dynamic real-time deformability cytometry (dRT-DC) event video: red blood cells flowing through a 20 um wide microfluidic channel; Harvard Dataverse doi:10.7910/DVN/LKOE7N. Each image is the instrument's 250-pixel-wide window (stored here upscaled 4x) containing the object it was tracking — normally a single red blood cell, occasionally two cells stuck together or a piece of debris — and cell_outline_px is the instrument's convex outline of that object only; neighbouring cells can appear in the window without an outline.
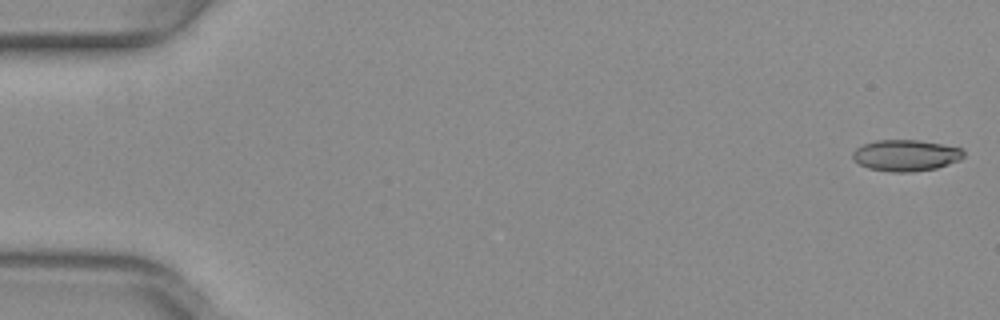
{"species": "common noctule bat (a hibernating species)", "species_latin": "Nyctalus noctula", "temperature_condition": "warm", "stored_images_in_passage": 47, "camera_frame_rate_fps": 3000, "um_per_image_px": 0.085, "animal": {"sex": "female", "body_mass_g": 29.2, "forearm_length_mm": 56.3}, "frame": {"image": 1, "passage_image": 1, "time_ms": 0.0, "image_size_px": [1000, 320], "cell_outline_px": [[964, 156], [960, 160], [936, 168], [912, 172], [888, 172], [868, 168], [860, 164], [852, 156], [852, 152], [856, 148], [864, 144], [876, 140], [916, 140], [940, 144], [960, 148], [964, 152]], "centroid_in_image_um": [76.98, 13.21], "position_along_channel_um": 8.0, "area_um2": 20.11}}
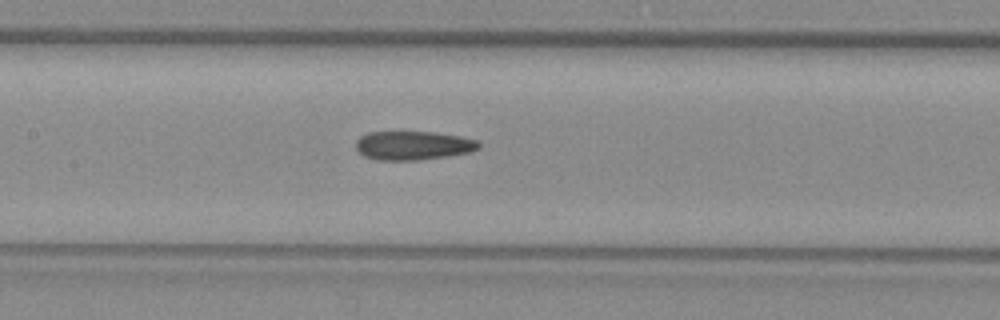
{"frame": {"image": 2, "passage_image": 25, "time_ms": 8.0, "image_size_px": [1000, 320], "cell_outline_px": [[480, 148], [472, 152], [420, 160], [376, 160], [364, 156], [356, 148], [356, 140], [360, 136], [368, 132], [432, 132], [460, 136], [476, 140], [480, 144]], "centroid_in_image_um": [35.11, 12.37], "position_along_channel_um": 172.3, "area_um2": 20.69}}
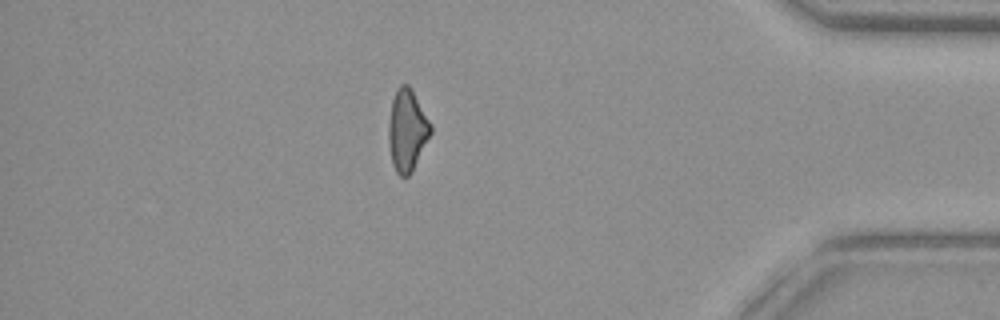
{"frame": {"image": 3, "passage_image": 45, "time_ms": 14.667, "image_size_px": [1000, 320], "cell_outline_px": [[432, 132], [412, 172], [408, 176], [400, 176], [396, 172], [392, 164], [388, 144], [388, 124], [392, 100], [396, 88], [400, 84], [408, 84], [432, 124]], "centroid_in_image_um": [34.59, 11.08], "position_along_channel_um": 400.6, "area_um2": 20.17}, "authors_computed_cell_mechanics": {"area_um2": 20.8658, "velocity_mm_per_s": 4.025, "shape_relaxation_time_tau1_ms": null, "shape_relaxation_time_tau2_ms": 5.94, "deformation_change_tau1": null, "deformation_change_tau2": 0.1545}}